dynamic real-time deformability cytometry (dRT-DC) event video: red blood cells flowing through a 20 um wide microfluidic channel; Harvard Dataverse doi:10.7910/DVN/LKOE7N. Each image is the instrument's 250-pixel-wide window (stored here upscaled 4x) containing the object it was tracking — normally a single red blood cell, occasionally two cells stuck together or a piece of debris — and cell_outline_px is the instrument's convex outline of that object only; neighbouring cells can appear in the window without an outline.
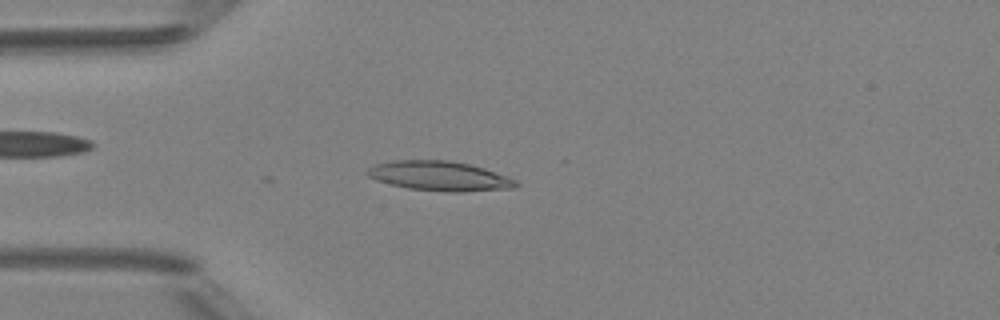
{"species": "Egyptian fruit bat (a non-hibernating species)", "species_latin": "Rousettus aegyptiacus", "temperature_condition": "room temperature", "stored_images_in_passage": 4, "camera_frame_rate_fps": 3000, "um_per_image_px": 0.085, "animal": {"sex": "female"}, "frame": {"image": 1, "passage_image": 4, "time_ms": 3.333, "image_size_px": [1000, 320], "cell_outline_px": [[520, 184], [516, 188], [464, 192], [448, 192], [408, 188], [376, 180], [368, 176], [364, 172], [372, 164], [392, 160], [448, 160], [468, 164], [484, 168], [508, 176], [516, 180]], "centroid_in_image_um": [37.36, 14.96], "position_along_channel_um": 47.6, "area_um2": 25.89}}